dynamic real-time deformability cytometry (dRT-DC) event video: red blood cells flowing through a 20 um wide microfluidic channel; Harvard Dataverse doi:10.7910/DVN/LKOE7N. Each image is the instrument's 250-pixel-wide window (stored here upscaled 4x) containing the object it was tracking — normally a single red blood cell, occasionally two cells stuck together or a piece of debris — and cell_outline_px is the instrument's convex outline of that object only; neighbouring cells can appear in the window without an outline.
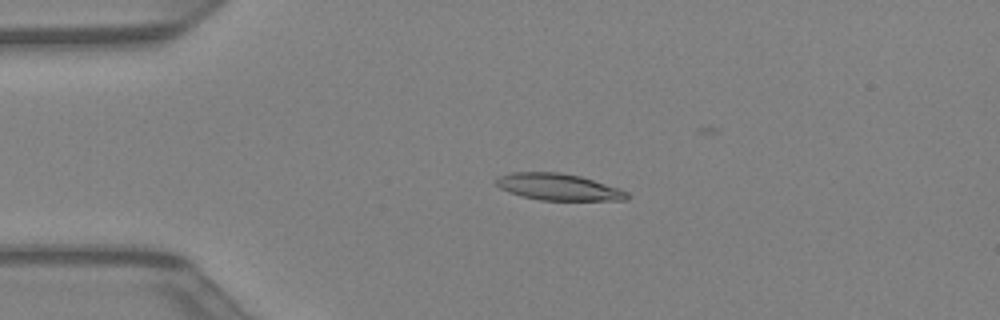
{"species": "Egyptian fruit bat (a non-hibernating species)", "species_latin": "Rousettus aegyptiacus", "temperature_condition": "warm", "stored_images_in_passage": 34, "camera_frame_rate_fps": 3000, "um_per_image_px": 0.085, "animal": {"sex": "female"}, "frame": {"image": 1, "passage_image": 1, "time_ms": 0.0, "image_size_px": [1000, 320], "cell_outline_px": [[632, 196], [628, 200], [540, 200], [520, 196], [508, 192], [500, 188], [496, 184], [496, 180], [500, 176], [512, 172], [560, 172], [580, 176], [620, 188], [628, 192]], "centroid_in_image_um": [47.5, 15.9], "position_along_channel_um": 37.5, "area_um2": 20.46}}
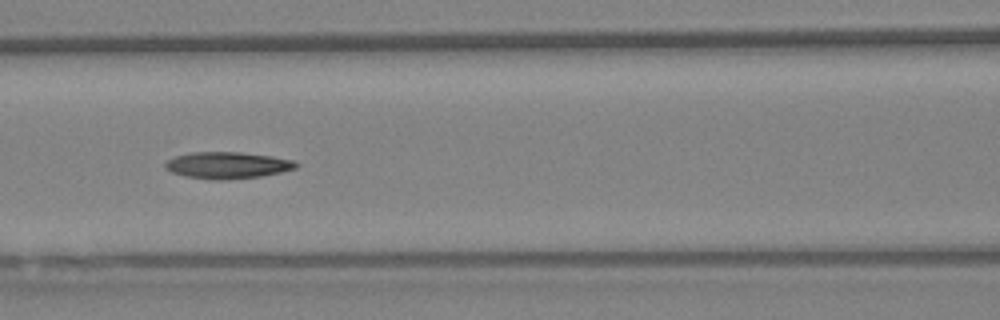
{"frame": {"image": 2, "passage_image": 10, "time_ms": 3.0, "image_size_px": [1000, 320], "cell_outline_px": [[300, 164], [296, 168], [280, 172], [260, 176], [228, 180], [212, 180], [184, 176], [172, 172], [164, 168], [164, 164], [168, 160], [176, 156], [192, 152], [240, 152], [272, 156], [292, 160]], "centroid_in_image_um": [19.32, 14.05], "position_along_channel_um": 147.3, "area_um2": 20.35}}
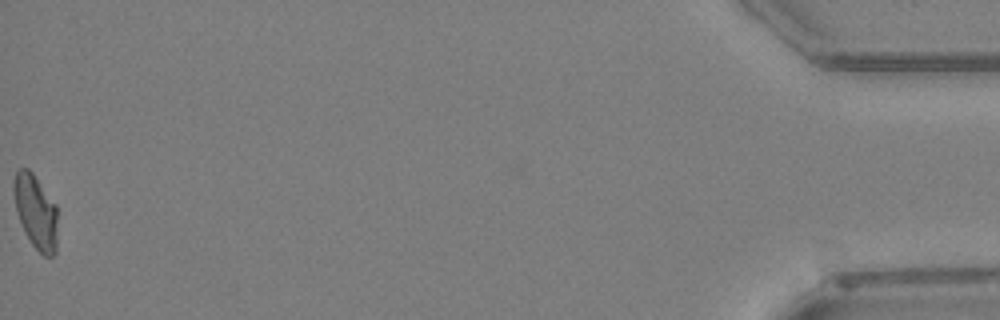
{"frame": {"image": 3, "passage_image": 34, "time_ms": 11.0, "image_size_px": [1000, 320], "cell_outline_px": [[56, 252], [52, 256], [44, 256], [32, 244], [16, 212], [12, 192], [12, 184], [16, 172], [20, 168], [28, 168], [32, 172], [56, 204]], "centroid_in_image_um": [3.02, 17.95], "position_along_channel_um": 432.2, "area_um2": 18.73}}